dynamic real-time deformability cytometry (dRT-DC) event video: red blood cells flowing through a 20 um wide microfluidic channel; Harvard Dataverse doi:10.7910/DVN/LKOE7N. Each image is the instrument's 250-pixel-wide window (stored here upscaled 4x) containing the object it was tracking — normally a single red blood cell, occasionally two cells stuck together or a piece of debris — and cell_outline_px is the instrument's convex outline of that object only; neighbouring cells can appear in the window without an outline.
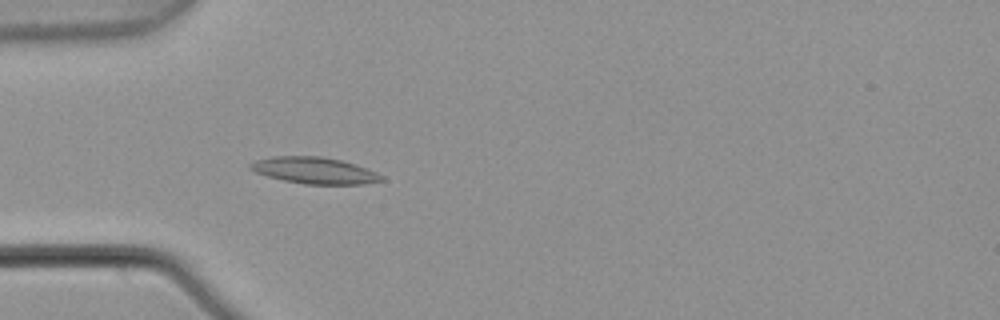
{"species": "common noctule bat (a hibernating species)", "species_latin": "Nyctalus noctula", "temperature_condition": "warm", "stored_images_in_passage": 3, "camera_frame_rate_fps": 3000, "um_per_image_px": 0.085, "animal": {"sex": "male", "body_mass_g": 21.5, "forearm_length_mm": 52.0}, "frame": {"image": 1, "passage_image": 3, "time_ms": 0.667, "image_size_px": [1000, 320], "cell_outline_px": [[384, 180], [364, 184], [304, 184], [284, 180], [268, 176], [256, 172], [248, 168], [248, 164], [256, 160], [272, 156], [320, 156], [340, 160], [376, 172], [384, 176]], "centroid_in_image_um": [26.7, 14.49], "position_along_channel_um": 58.3, "area_um2": 20.06}}